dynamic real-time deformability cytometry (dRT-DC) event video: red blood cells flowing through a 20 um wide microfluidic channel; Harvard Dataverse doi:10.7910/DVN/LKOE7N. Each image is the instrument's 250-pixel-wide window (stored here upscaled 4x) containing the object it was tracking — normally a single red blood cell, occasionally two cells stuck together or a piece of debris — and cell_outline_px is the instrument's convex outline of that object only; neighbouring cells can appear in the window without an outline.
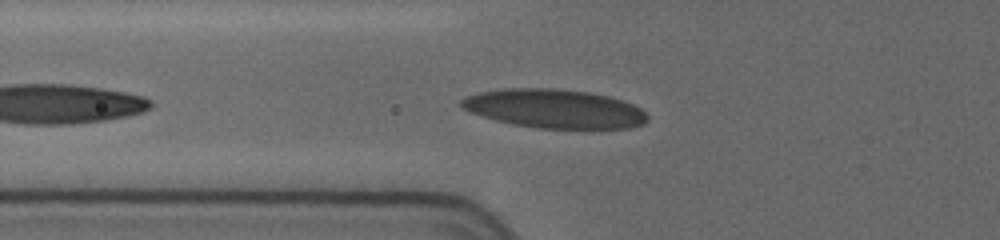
{"species": "human", "species_latin": "Homo sapiens", "temperature_condition": "cold", "stored_images_in_passage": 7, "camera_frame_rate_fps": 3000, "um_per_image_px": 0.085, "donor": {"sex": "female"}, "frame": {"image": 1, "passage_image": 2, "time_ms": 1.0, "image_size_px": [1000, 240], "cell_outline_px": [[648, 120], [644, 124], [632, 128], [536, 128], [512, 124], [480, 116], [460, 108], [460, 100], [464, 96], [480, 92], [504, 88], [556, 88], [588, 92], [608, 96], [624, 100], [640, 108], [648, 116]], "centroid_in_image_um": [47.1, 9.23], "position_along_channel_um": 78.7, "area_um2": 42.43}}
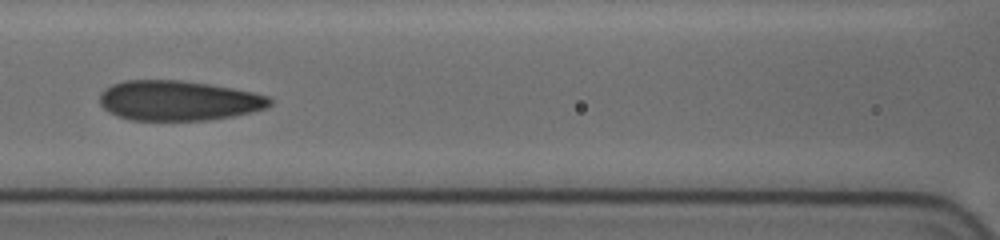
{"frame": {"image": 2, "passage_image": 4, "time_ms": 3.0, "image_size_px": [1000, 240], "cell_outline_px": [[272, 104], [268, 108], [252, 112], [232, 116], [208, 120], [132, 120], [116, 116], [108, 112], [100, 104], [100, 92], [104, 88], [112, 84], [124, 80], [180, 80], [208, 84], [232, 88], [252, 92], [268, 96], [272, 100]], "centroid_in_image_um": [15.15, 8.55], "position_along_channel_um": 151.4, "area_um2": 39.82}}
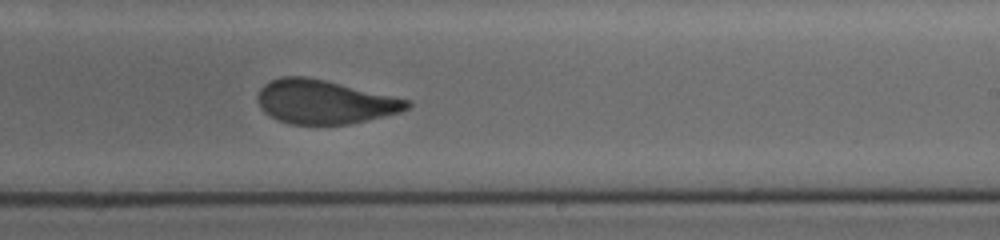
{"frame": {"image": 3, "passage_image": 7, "time_ms": 6.0, "image_size_px": [1000, 240], "cell_outline_px": [[412, 104], [408, 108], [400, 112], [348, 124], [292, 124], [276, 120], [264, 112], [260, 108], [256, 100], [256, 96], [260, 88], [264, 84], [280, 76], [308, 76], [412, 100]], "centroid_in_image_um": [27.55, 8.65], "position_along_channel_um": 261.5, "area_um2": 38.38}}